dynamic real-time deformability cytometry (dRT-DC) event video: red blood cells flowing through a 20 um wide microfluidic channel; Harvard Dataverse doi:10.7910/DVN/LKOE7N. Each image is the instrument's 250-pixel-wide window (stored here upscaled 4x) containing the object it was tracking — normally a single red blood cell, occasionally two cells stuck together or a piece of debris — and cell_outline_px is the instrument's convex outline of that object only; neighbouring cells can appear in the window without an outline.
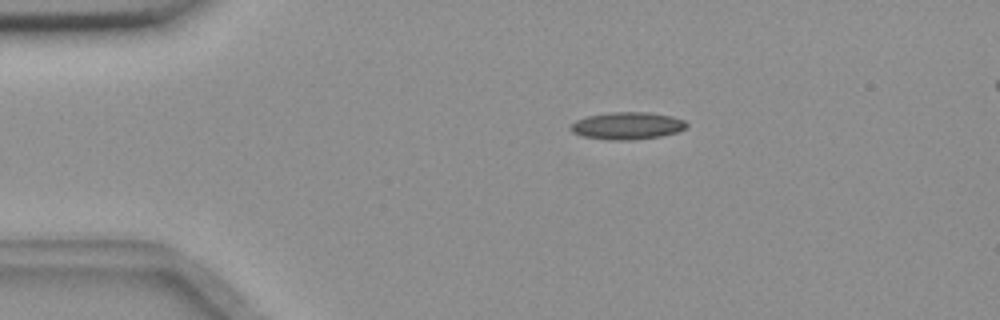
{"species": "common noctule bat (a hibernating species)", "species_latin": "Nyctalus noctula", "temperature_condition": "room temperature", "stored_images_in_passage": 5, "camera_frame_rate_fps": 3000, "um_per_image_px": 0.085, "animal": {"sex": "female", "body_mass_g": 18.4}, "frame": {"image": 1, "passage_image": 1, "time_ms": 0.0, "image_size_px": [1000, 320], "cell_outline_px": [[688, 124], [684, 128], [676, 132], [660, 136], [632, 140], [612, 140], [580, 136], [572, 132], [568, 128], [576, 120], [588, 116], [612, 112], [648, 112], [672, 116], [684, 120]], "centroid_in_image_um": [53.29, 10.69], "position_along_channel_um": 31.7, "area_um2": 18.38}}
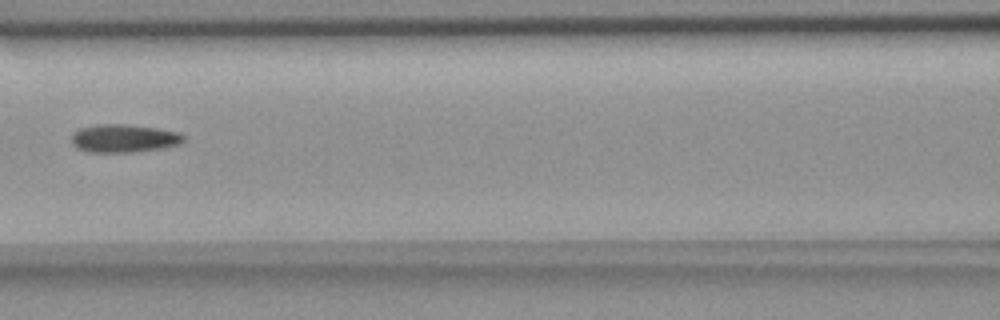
{"frame": {"image": 2, "passage_image": 5, "time_ms": 1.333, "image_size_px": [1000, 320], "cell_outline_px": [[184, 140], [180, 144], [164, 148], [132, 152], [88, 152], [76, 148], [72, 144], [72, 136], [80, 128], [100, 124], [124, 124], [156, 128], [180, 132], [184, 136]], "centroid_in_image_um": [10.55, 11.77], "position_along_channel_um": 156.0, "area_um2": 18.32}}